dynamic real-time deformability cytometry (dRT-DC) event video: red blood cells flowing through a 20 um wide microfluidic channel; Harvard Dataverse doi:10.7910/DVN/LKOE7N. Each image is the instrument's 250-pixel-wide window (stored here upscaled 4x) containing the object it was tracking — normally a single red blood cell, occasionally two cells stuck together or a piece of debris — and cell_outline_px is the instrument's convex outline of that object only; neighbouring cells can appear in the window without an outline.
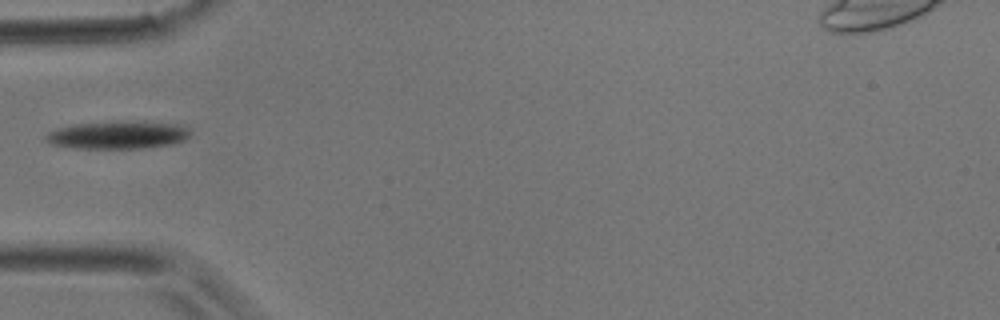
{"species": "common noctule bat (a hibernating species)", "species_latin": "Nyctalus noctula", "temperature_condition": "room temperature", "stored_images_in_passage": 3, "camera_frame_rate_fps": 3000, "um_per_image_px": 0.085, "animal": {"sex": "male", "body_mass_g": 17.9}, "frame": {"image": 1, "passage_image": 1, "time_ms": 0.0, "image_size_px": [1000, 320], "cell_outline_px": [[188, 136], [184, 140], [172, 144], [144, 148], [76, 148], [52, 144], [44, 140], [44, 136], [48, 132], [56, 128], [72, 124], [112, 120], [144, 120], [180, 124], [188, 128]], "centroid_in_image_um": [10.0, 11.43], "position_along_channel_um": 75.0, "area_um2": 24.1}}
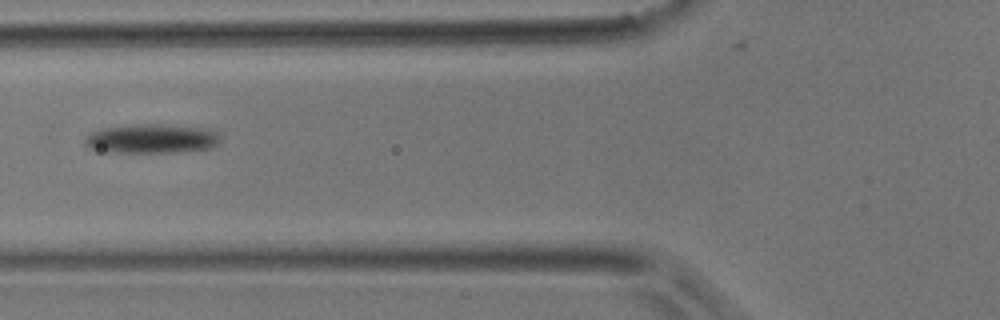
{"frame": {"image": 2, "passage_image": 2, "time_ms": 0.333, "image_size_px": [1000, 320], "cell_outline_px": [[220, 144], [212, 148], [176, 152], [116, 152], [92, 148], [84, 144], [84, 136], [100, 128], [140, 124], [160, 124], [208, 128], [216, 132], [220, 136]], "centroid_in_image_um": [12.94, 11.78], "position_along_channel_um": 112.9, "area_um2": 23.12}}
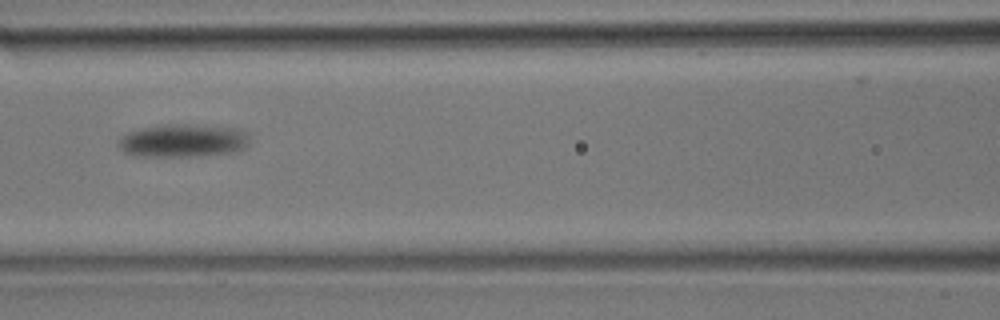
{"frame": {"image": 3, "passage_image": 3, "time_ms": 0.667, "image_size_px": [1000, 320], "cell_outline_px": [[248, 144], [236, 152], [188, 156], [132, 156], [124, 152], [116, 144], [128, 132], [140, 128], [168, 124], [188, 124], [240, 128], [248, 132]], "centroid_in_image_um": [15.56, 11.94], "position_along_channel_um": 151.0, "area_um2": 25.32}}